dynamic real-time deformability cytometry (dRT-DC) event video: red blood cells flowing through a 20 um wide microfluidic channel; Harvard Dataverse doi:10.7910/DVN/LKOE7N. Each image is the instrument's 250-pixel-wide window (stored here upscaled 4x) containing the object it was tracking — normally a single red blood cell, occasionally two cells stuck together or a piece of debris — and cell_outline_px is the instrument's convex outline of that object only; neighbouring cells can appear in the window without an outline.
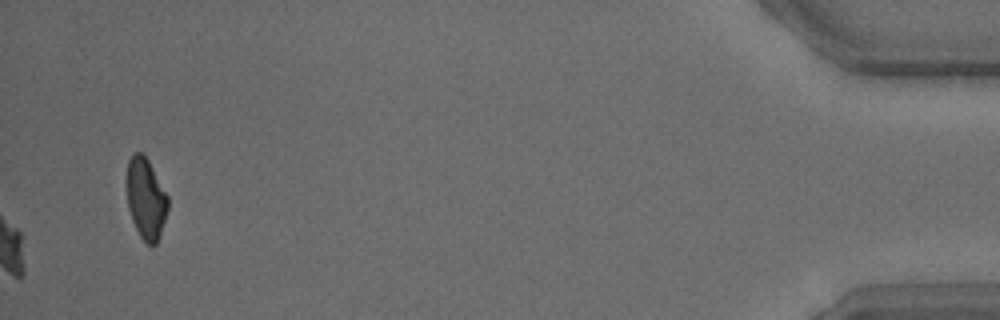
{"species": "common noctule bat (a hibernating species)", "species_latin": "Nyctalus noctula", "temperature_condition": "warm", "stored_images_in_passage": 35, "camera_frame_rate_fps": 3000, "um_per_image_px": 0.085, "animal": {"sex": "male", "body_mass_g": 15.6}, "frame": {"image": 1, "passage_image": 35, "time_ms": 11.333, "image_size_px": [1000, 320], "cell_outline_px": [[168, 208], [160, 236], [156, 244], [148, 244], [140, 236], [132, 220], [128, 208], [128, 160], [136, 152], [140, 152], [148, 160], [168, 196]], "centroid_in_image_um": [12.42, 16.91], "position_along_channel_um": 422.8, "area_um2": 18.96}}